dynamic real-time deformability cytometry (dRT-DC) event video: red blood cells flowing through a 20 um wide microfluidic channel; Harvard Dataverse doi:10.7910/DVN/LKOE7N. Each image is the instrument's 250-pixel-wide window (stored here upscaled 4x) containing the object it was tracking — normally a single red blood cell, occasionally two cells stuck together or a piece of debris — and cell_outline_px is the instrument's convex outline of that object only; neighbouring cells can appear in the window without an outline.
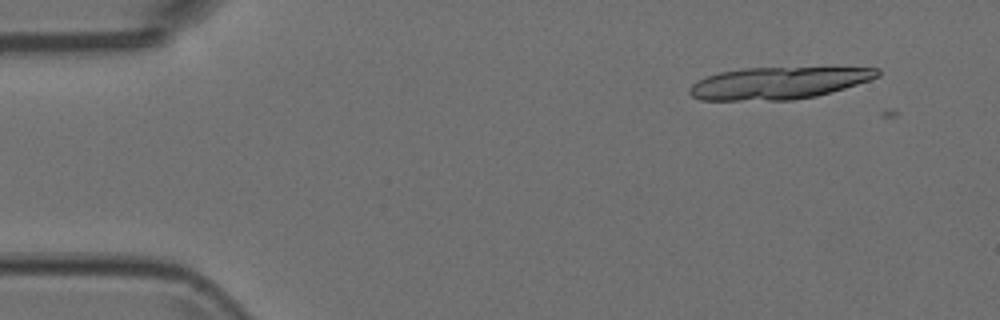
{"species": "Egyptian fruit bat (a non-hibernating species)", "species_latin": "Rousettus aegyptiacus", "temperature_condition": "room temperature", "stored_images_in_passage": 2, "camera_frame_rate_fps": 3000, "um_per_image_px": 0.085, "animal": {"sex": "female"}, "frame": {"image": 1, "passage_image": 1, "time_ms": 0.0, "image_size_px": [1000, 320], "cell_outline_px": [[880, 76], [844, 88], [816, 96], [792, 100], [700, 100], [692, 96], [688, 92], [688, 88], [696, 80], [720, 72], [744, 68], [880, 68]], "centroid_in_image_um": [66.1, 7.07], "position_along_channel_um": 18.9, "area_um2": 34.8}}